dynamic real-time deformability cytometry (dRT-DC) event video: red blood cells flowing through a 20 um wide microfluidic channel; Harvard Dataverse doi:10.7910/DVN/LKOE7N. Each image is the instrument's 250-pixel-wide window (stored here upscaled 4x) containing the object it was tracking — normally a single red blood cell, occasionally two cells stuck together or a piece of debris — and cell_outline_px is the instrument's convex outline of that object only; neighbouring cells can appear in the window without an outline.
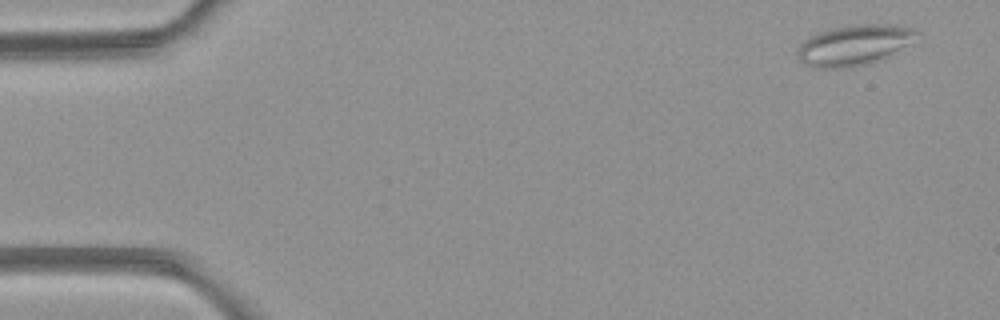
{"species": "common noctule bat (a hibernating species)", "species_latin": "Nyctalus noctula", "temperature_condition": "room temperature", "stored_images_in_passage": 4, "camera_frame_rate_fps": 3000, "um_per_image_px": 0.085, "animal": {"sex": "female", "body_mass_g": 21.9}, "frame": {"image": 1, "passage_image": 1, "time_ms": 0.0, "image_size_px": [1000, 320], "cell_outline_px": [[920, 32], [888, 56], [868, 64], [844, 68], [812, 68], [804, 64], [800, 60], [796, 52], [800, 44], [804, 40], [820, 32], [832, 28], [852, 24], [888, 24], [912, 28]], "centroid_in_image_um": [72.51, 3.84], "position_along_channel_um": 12.5, "area_um2": 27.63}}